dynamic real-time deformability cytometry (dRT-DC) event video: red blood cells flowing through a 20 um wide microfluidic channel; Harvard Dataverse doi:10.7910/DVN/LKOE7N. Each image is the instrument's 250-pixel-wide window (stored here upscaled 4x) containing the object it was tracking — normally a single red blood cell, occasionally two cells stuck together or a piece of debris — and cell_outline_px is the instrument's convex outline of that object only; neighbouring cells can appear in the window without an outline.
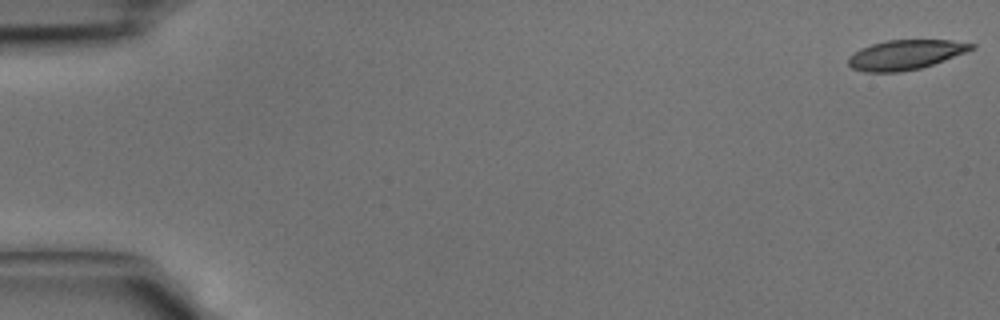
{"species": "common noctule bat (a hibernating species)", "species_latin": "Nyctalus noctula", "temperature_condition": "cold", "stored_images_in_passage": 42, "camera_frame_rate_fps": 3000, "um_per_image_px": 0.085, "animal": {"sex": "male", "body_mass_g": 15.6}, "frame": {"image": 1, "passage_image": 1, "time_ms": 0.0, "image_size_px": [1000, 320], "cell_outline_px": [[976, 48], [944, 60], [920, 68], [900, 72], [864, 72], [852, 68], [848, 64], [848, 56], [860, 48], [872, 44], [888, 40], [952, 40], [976, 44]], "centroid_in_image_um": [76.95, 4.65], "position_along_channel_um": 8.1, "area_um2": 21.27}}
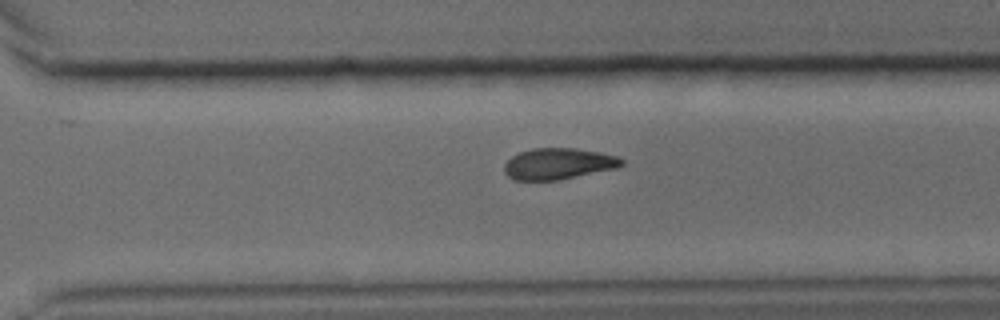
{"frame": {"image": 2, "passage_image": 30, "time_ms": 9.667, "image_size_px": [1000, 320], "cell_outline_px": [[624, 164], [620, 168], [556, 180], [512, 180], [504, 172], [504, 164], [512, 156], [520, 152], [532, 148], [572, 148], [600, 152], [616, 156], [624, 160]], "centroid_in_image_um": [47.47, 13.92], "position_along_channel_um": 323.1, "area_um2": 21.44}}
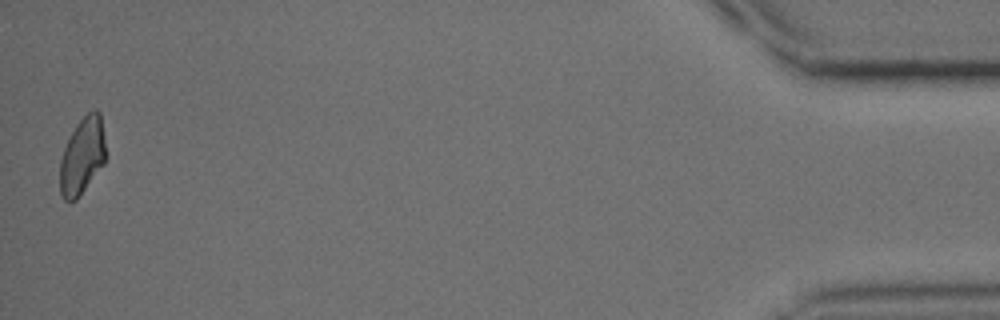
{"frame": {"image": 3, "passage_image": 42, "time_ms": 13.667, "image_size_px": [1000, 320], "cell_outline_px": [[104, 164], [76, 200], [64, 200], [60, 196], [60, 160], [64, 148], [76, 124], [88, 112], [96, 108], [100, 112], [104, 136]], "centroid_in_image_um": [6.98, 13.25], "position_along_channel_um": 428.2, "area_um2": 20.29}}